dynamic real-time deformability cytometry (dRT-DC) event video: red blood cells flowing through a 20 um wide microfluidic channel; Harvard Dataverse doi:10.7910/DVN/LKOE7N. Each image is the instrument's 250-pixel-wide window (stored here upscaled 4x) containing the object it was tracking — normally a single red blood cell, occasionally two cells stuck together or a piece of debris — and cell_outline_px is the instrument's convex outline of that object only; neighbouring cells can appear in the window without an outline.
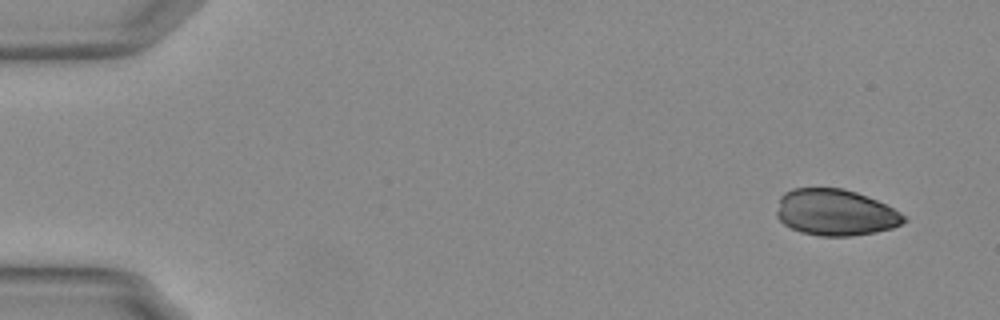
{"species": "Egyptian fruit bat (a non-hibernating species)", "species_latin": "Rousettus aegyptiacus", "temperature_condition": "warm", "stored_images_in_passage": 10, "camera_frame_rate_fps": 3000, "um_per_image_px": 0.085, "animal": {"sex": "female"}, "frame": {"image": 1, "passage_image": 1, "time_ms": 0.0, "image_size_px": [1000, 320], "cell_outline_px": [[908, 220], [892, 228], [876, 232], [848, 236], [820, 236], [800, 232], [784, 224], [776, 216], [776, 212], [780, 196], [784, 192], [792, 188], [844, 188], [856, 192], [876, 200], [900, 212]], "centroid_in_image_um": [70.98, 18.05], "position_along_channel_um": 14.0, "area_um2": 34.33}}